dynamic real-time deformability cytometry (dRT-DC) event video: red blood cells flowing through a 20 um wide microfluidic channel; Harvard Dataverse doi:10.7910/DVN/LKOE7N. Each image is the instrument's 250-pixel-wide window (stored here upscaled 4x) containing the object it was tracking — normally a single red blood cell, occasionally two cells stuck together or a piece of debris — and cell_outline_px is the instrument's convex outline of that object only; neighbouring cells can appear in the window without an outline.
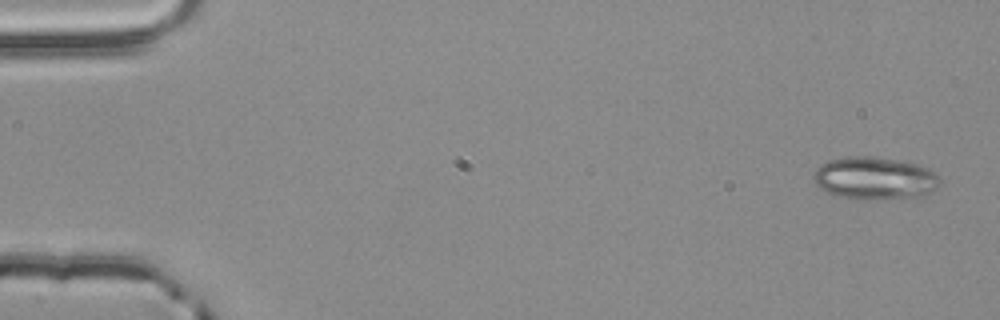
{"species": "common noctule bat (a hibernating species)", "species_latin": "Nyctalus noctula", "temperature_condition": "room temperature", "stored_images_in_passage": 4, "camera_frame_rate_fps": 3000, "um_per_image_px": 0.085, "animal": {"sex": "male", "body_mass_g": 20.4}, "frame": {"image": 1, "passage_image": 1, "time_ms": 0.0, "image_size_px": [1000, 320], "cell_outline_px": [[940, 184], [936, 188], [924, 196], [868, 200], [864, 200], [832, 196], [824, 192], [812, 180], [812, 176], [816, 168], [820, 164], [828, 160], [848, 156], [872, 156], [896, 160], [916, 164], [928, 168], [936, 172], [940, 176]], "centroid_in_image_um": [74.31, 15.16], "position_along_channel_um": 10.7, "area_um2": 31.96}}